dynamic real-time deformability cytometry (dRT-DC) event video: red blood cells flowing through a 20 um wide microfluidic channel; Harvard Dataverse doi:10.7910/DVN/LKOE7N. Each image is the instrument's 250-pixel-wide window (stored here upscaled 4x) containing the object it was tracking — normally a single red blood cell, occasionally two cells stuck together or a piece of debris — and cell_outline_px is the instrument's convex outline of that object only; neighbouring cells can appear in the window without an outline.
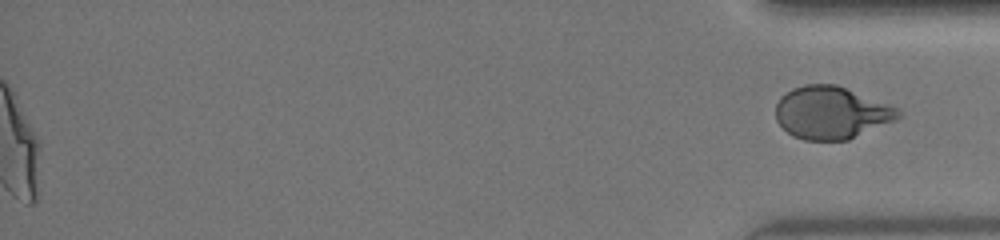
{"species": "human", "species_latin": "Homo sapiens", "temperature_condition": "warm", "stored_images_in_passage": 26, "segment_of_instrument_passage": [2, 2], "camera_frame_rate_fps": 3000, "um_per_image_px": 0.085, "donor": {"sex": "female"}, "frame": {"image": 1, "passage_image": 26, "time_ms": 11.0, "image_size_px": [1000, 240], "cell_outline_px": [[904, 116], [896, 120], [848, 140], [804, 140], [792, 136], [776, 120], [776, 104], [780, 96], [792, 88], [804, 84], [836, 84], [900, 108]], "centroid_in_image_um": [70.69, 9.57], "position_along_channel_um": 364.5, "area_um2": 37.8}}